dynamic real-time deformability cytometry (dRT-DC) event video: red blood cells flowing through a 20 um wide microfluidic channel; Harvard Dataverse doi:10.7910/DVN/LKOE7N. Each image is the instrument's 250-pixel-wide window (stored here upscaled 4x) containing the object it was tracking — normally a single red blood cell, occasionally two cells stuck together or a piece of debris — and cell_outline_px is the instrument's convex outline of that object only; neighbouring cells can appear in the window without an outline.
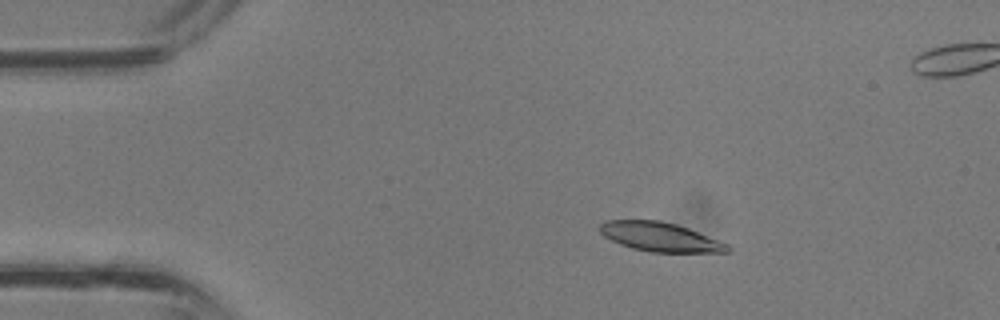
{"species": "common noctule bat (a hibernating species)", "species_latin": "Nyctalus noctula", "temperature_condition": "room temperature", "stored_images_in_passage": 34, "segment_of_instrument_passage": [1, 2], "camera_frame_rate_fps": 3000, "um_per_image_px": 0.085, "animal": {"sex": "male", "body_mass_g": 13.3}, "frame": {"image": 1, "passage_image": 3, "time_ms": 0.667, "image_size_px": [1000, 320], "cell_outline_px": [[732, 252], [648, 252], [632, 248], [620, 244], [604, 236], [596, 228], [604, 220], [660, 220], [676, 224], [688, 228], [728, 244], [732, 248]], "centroid_in_image_um": [56.09, 20.13], "position_along_channel_um": 28.9, "area_um2": 21.79}}
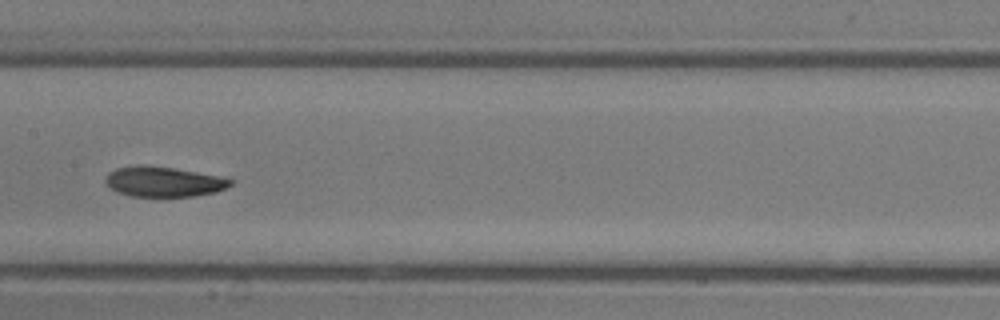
{"frame": {"image": 2, "passage_image": 15, "time_ms": 4.667, "image_size_px": [1000, 320], "cell_outline_px": [[236, 180], [232, 184], [216, 192], [196, 196], [132, 196], [116, 192], [104, 184], [104, 180], [108, 172], [116, 168], [140, 164], [172, 168], [196, 172]], "centroid_in_image_um": [13.85, 15.44], "position_along_channel_um": 193.6, "area_um2": 21.96}}
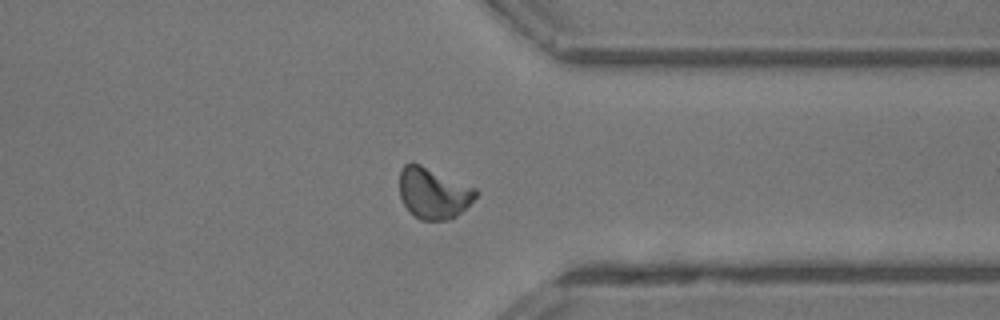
{"frame": {"image": 3, "passage_image": 25, "time_ms": 8.0, "image_size_px": [1000, 320], "cell_outline_px": [[480, 192], [456, 216], [448, 220], [420, 220], [404, 204], [400, 196], [400, 168], [404, 164], [412, 160], [476, 188]], "centroid_in_image_um": [36.82, 16.38], "position_along_channel_um": 374.6, "area_um2": 22.66}}